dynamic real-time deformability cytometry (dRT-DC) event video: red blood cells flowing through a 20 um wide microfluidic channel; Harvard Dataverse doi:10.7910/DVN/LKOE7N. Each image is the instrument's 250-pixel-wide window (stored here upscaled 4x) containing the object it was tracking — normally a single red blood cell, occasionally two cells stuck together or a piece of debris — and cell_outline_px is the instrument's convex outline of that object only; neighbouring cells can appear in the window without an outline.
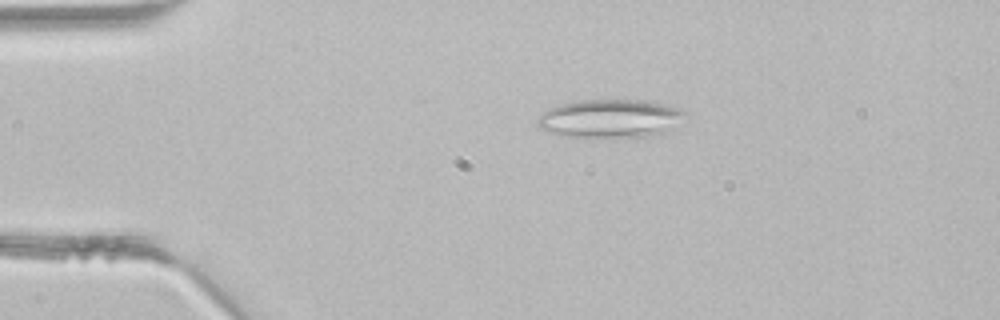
{"species": "common noctule bat (a hibernating species)", "species_latin": "Nyctalus noctula", "temperature_condition": "room temperature", "stored_images_in_passage": 3, "camera_frame_rate_fps": 3000, "um_per_image_px": 0.085, "animal": {"sex": "male", "body_mass_g": 21.5, "forearm_length_mm": 52.0}, "frame": {"image": 1, "passage_image": 3, "time_ms": 0.667, "image_size_px": [1000, 320], "cell_outline_px": [[688, 116], [672, 128], [664, 132], [652, 136], [612, 140], [604, 140], [560, 136], [548, 132], [540, 128], [536, 124], [536, 120], [544, 112], [556, 104], [584, 100], [640, 100], [664, 104], [680, 108], [688, 112]], "centroid_in_image_um": [51.87, 10.13], "position_along_channel_um": 33.1, "area_um2": 34.39}}